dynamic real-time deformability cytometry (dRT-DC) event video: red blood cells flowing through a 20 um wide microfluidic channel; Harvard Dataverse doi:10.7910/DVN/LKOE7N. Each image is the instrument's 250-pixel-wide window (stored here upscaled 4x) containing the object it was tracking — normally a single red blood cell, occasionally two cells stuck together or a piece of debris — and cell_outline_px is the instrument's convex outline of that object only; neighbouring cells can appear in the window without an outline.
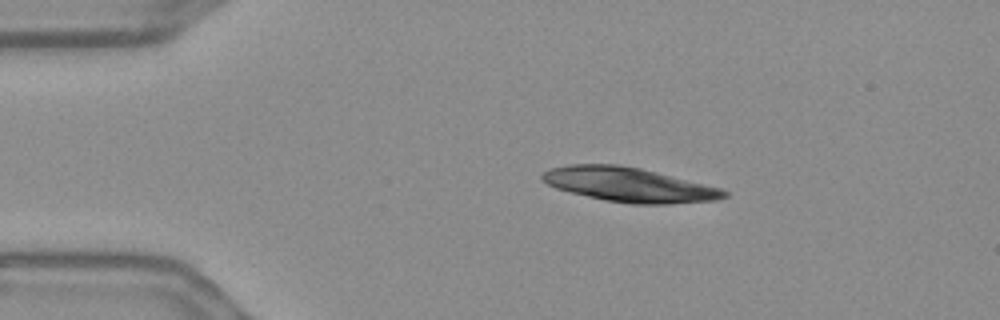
{"species": "Egyptian fruit bat (a non-hibernating species)", "species_latin": "Rousettus aegyptiacus", "temperature_condition": "warm", "stored_images_in_passage": 45, "camera_frame_rate_fps": 3000, "um_per_image_px": 0.085, "frame": {"image": 1, "passage_image": 1, "time_ms": 0.0, "image_size_px": [1000, 320], "cell_outline_px": [[728, 196], [716, 200], [668, 204], [632, 204], [604, 200], [556, 188], [540, 180], [540, 176], [548, 168], [568, 164], [620, 164], [640, 168], [720, 188], [728, 192]], "centroid_in_image_um": [53.42, 15.69], "position_along_channel_um": 31.6, "area_um2": 36.3}}